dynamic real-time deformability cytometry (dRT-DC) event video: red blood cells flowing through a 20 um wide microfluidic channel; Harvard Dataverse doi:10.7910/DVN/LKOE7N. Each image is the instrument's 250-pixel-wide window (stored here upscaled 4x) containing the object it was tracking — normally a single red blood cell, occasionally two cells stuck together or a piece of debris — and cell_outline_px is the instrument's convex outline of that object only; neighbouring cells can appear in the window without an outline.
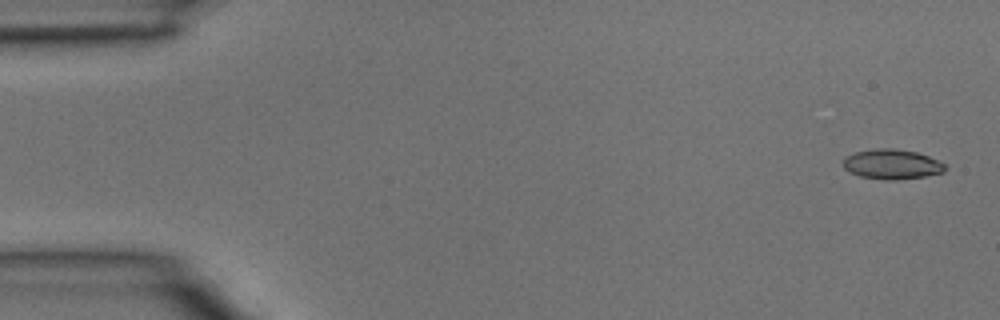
{"species": "common noctule bat (a hibernating species)", "species_latin": "Nyctalus noctula", "temperature_condition": "room temperature", "stored_images_in_passage": 4, "segment_of_instrument_passage": [1, 2], "camera_frame_rate_fps": 3000, "um_per_image_px": 0.085, "animal": {"sex": "male", "body_mass_g": 15.6}, "frame": {"image": 1, "passage_image": 1, "time_ms": 0.0, "image_size_px": [1000, 320], "cell_outline_px": [[948, 168], [944, 172], [924, 176], [892, 180], [884, 180], [860, 176], [844, 168], [844, 160], [848, 156], [856, 152], [880, 148], [892, 148], [916, 152], [928, 156], [944, 164]], "centroid_in_image_um": [75.84, 13.96], "position_along_channel_um": 9.2, "area_um2": 17.4}}